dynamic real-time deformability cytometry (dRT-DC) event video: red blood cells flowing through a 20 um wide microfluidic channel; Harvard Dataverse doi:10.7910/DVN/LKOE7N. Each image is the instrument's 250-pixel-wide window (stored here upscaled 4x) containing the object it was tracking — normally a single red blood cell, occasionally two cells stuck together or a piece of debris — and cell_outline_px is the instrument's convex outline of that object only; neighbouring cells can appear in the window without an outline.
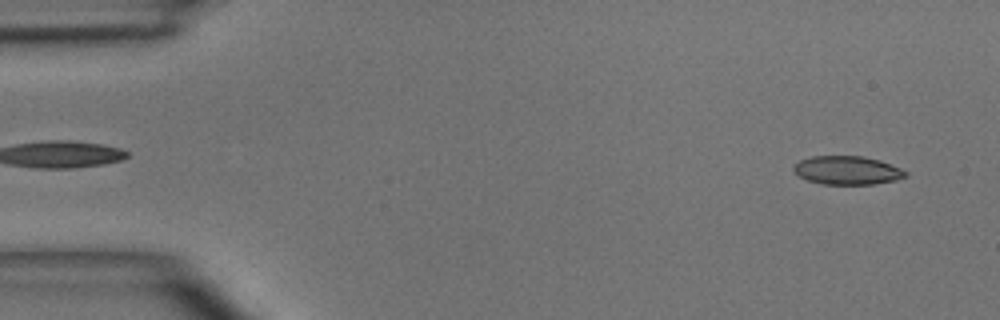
{"species": "common noctule bat (a hibernating species)", "species_latin": "Nyctalus noctula", "temperature_condition": "room temperature", "stored_images_in_passage": 4, "segment_of_instrument_passage": [2, 2], "camera_frame_rate_fps": 3000, "um_per_image_px": 0.085, "animal": {"sex": "male", "body_mass_g": 15.6}, "frame": {"image": 1, "passage_image": 4, "time_ms": 3.333, "image_size_px": [1000, 320], "cell_outline_px": [[908, 176], [896, 180], [872, 184], [824, 184], [808, 180], [800, 176], [792, 168], [800, 160], [812, 156], [864, 156], [880, 160], [900, 168], [908, 172]], "centroid_in_image_um": [72.05, 14.47], "position_along_channel_um": 12.9, "area_um2": 18.5}}